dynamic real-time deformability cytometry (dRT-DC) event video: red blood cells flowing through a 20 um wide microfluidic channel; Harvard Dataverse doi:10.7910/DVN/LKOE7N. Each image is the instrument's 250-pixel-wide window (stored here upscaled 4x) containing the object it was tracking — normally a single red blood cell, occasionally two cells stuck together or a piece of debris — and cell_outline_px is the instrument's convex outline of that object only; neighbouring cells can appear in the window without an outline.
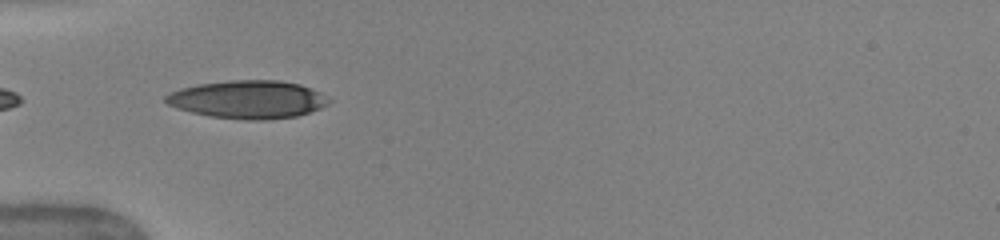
{"species": "human", "species_latin": "Homo sapiens", "temperature_condition": "warm", "stored_images_in_passage": 34, "camera_frame_rate_fps": 3000, "um_per_image_px": 0.085, "donor": {"sex": "female"}, "frame": {"image": 1, "passage_image": 1, "time_ms": 0.0, "image_size_px": [1000, 240], "cell_outline_px": [[332, 100], [328, 104], [320, 108], [296, 116], [268, 120], [244, 120], [208, 116], [176, 108], [168, 104], [164, 100], [164, 96], [180, 88], [196, 84], [228, 80], [280, 80], [300, 84], [320, 92]], "centroid_in_image_um": [21.07, 8.45], "position_along_channel_um": 63.9, "area_um2": 36.36}}
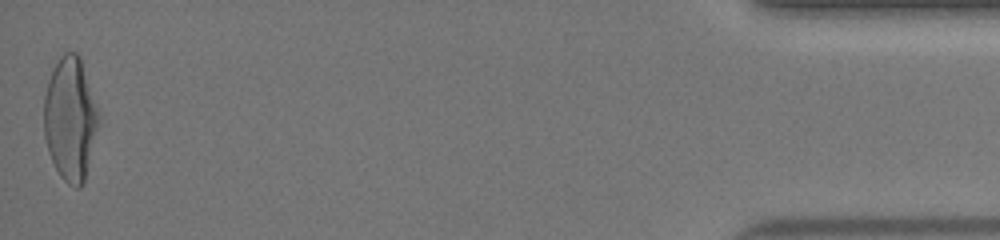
{"frame": {"image": 2, "passage_image": 34, "time_ms": 11.0, "image_size_px": [1000, 240], "cell_outline_px": [[100, 116], [84, 180], [80, 188], [76, 188], [68, 184], [60, 176], [48, 152], [44, 136], [44, 96], [48, 80], [60, 56], [64, 52], [76, 52], [80, 56]], "centroid_in_image_um": [5.96, 10.09], "position_along_channel_um": 429.2, "area_um2": 38.9}, "authors_computed_cell_mechanics": {"area_um2": 35.9805, "velocity_mm_per_s": 4.0833, "shape_relaxation_time_tau1_ms": 4.1018, "shape_relaxation_time_tau2_ms": null, "deformation_change_tau1": 0.199, "deformation_change_tau2": null}}